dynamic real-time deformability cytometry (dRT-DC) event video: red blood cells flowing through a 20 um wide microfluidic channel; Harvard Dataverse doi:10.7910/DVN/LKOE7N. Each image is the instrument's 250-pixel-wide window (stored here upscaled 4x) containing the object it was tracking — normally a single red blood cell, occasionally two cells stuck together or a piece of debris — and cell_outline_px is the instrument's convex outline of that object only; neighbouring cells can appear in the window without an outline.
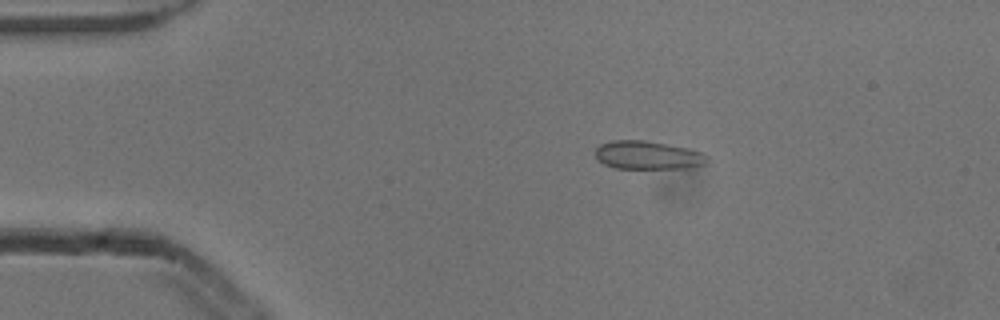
{"species": "common noctule bat (a hibernating species)", "species_latin": "Nyctalus noctula", "temperature_condition": "cold", "stored_images_in_passage": 7, "camera_frame_rate_fps": 3000, "um_per_image_px": 0.085, "animal": {"sex": "male", "body_mass_g": 13.3}, "frame": {"image": 1, "passage_image": 3, "time_ms": 0.667, "image_size_px": [1000, 320], "cell_outline_px": [[708, 164], [684, 168], [616, 168], [604, 164], [596, 160], [596, 148], [600, 144], [612, 140], [644, 140], [668, 144], [688, 148], [700, 152], [708, 156]], "centroid_in_image_um": [55.06, 13.19], "position_along_channel_um": 29.9, "area_um2": 18.55}}
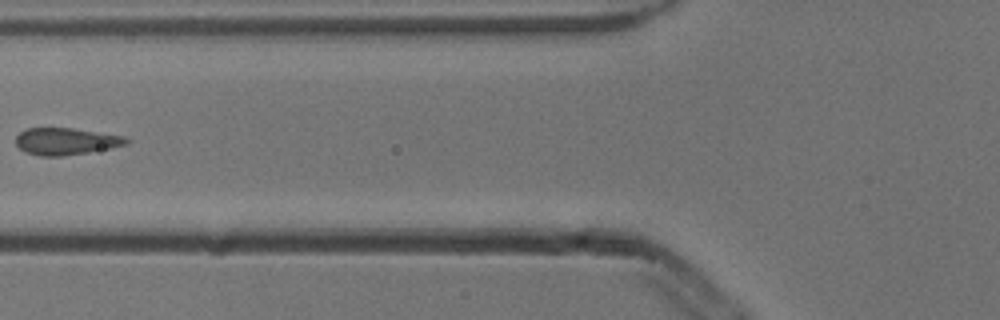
{"frame": {"image": 2, "passage_image": 6, "time_ms": 1.667, "image_size_px": [1000, 320], "cell_outline_px": [[128, 144], [112, 148], [64, 156], [40, 156], [24, 152], [16, 144], [16, 136], [20, 132], [28, 128], [72, 128], [124, 136], [128, 140]], "centroid_in_image_um": [5.59, 12.02], "position_along_channel_um": 120.2, "area_um2": 17.34}}
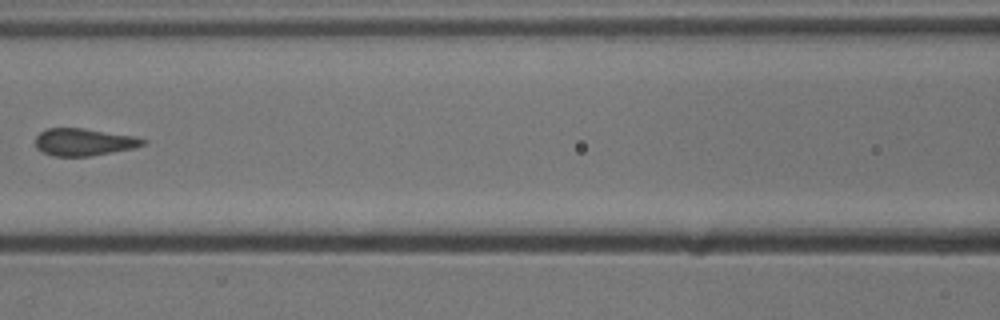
{"frame": {"image": 3, "passage_image": 7, "time_ms": 2.0, "image_size_px": [1000, 320], "cell_outline_px": [[148, 140], [144, 144], [132, 148], [88, 156], [52, 156], [36, 148], [36, 136], [40, 132], [48, 128], [84, 128], [132, 136]], "centroid_in_image_um": [7.09, 12.07], "position_along_channel_um": 159.5, "area_um2": 16.82}}